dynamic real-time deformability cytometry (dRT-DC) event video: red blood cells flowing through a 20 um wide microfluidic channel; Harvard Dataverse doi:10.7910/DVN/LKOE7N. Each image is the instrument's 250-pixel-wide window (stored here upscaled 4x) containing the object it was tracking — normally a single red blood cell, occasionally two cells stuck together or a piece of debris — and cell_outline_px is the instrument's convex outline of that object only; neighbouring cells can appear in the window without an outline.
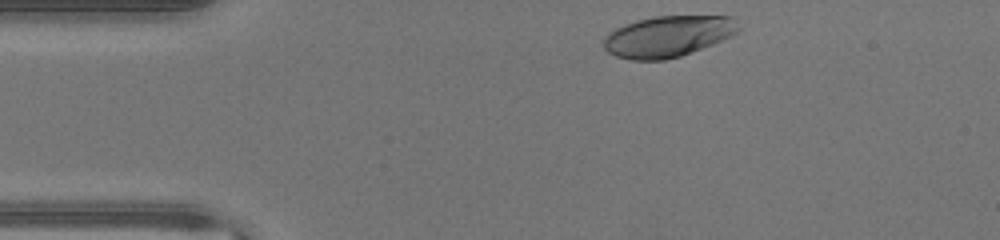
{"species": "human", "species_latin": "Homo sapiens", "temperature_condition": "warm", "stored_images_in_passage": 30, "camera_frame_rate_fps": 3000, "um_per_image_px": 0.085, "donor": {"sex": "male"}, "frame": {"image": 1, "passage_image": 1, "time_ms": 0.0, "image_size_px": [1000, 240], "cell_outline_px": [[740, 28], [732, 36], [712, 44], [680, 56], [664, 60], [632, 60], [616, 56], [608, 52], [604, 48], [604, 36], [608, 32], [624, 24], [636, 20], [652, 16], [732, 16]], "centroid_in_image_um": [56.75, 3.08], "position_along_channel_um": 28.3, "area_um2": 32.31}}
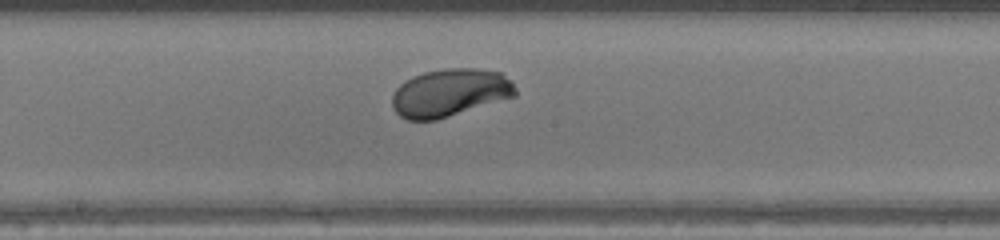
{"frame": {"image": 2, "passage_image": 17, "time_ms": 5.333, "image_size_px": [1000, 240], "cell_outline_px": [[516, 96], [436, 120], [408, 120], [400, 116], [396, 112], [392, 104], [392, 96], [396, 88], [404, 80], [412, 76], [424, 72], [444, 68], [476, 68], [500, 72], [512, 80], [516, 88]], "centroid_in_image_um": [38.24, 7.87], "position_along_channel_um": 210.0, "area_um2": 34.51}}
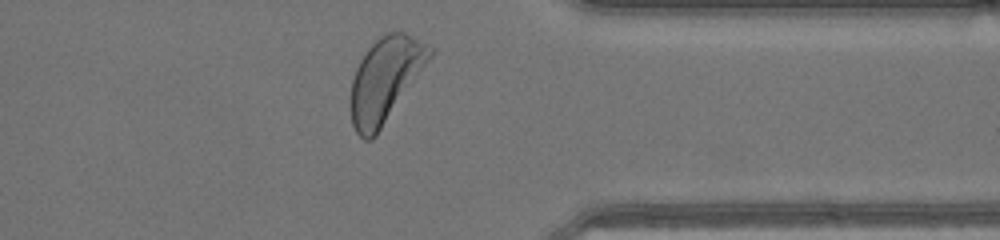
{"frame": {"image": 3, "passage_image": 29, "time_ms": 9.333, "image_size_px": [1000, 240], "cell_outline_px": [[436, 52], [376, 136], [372, 140], [364, 140], [356, 132], [352, 124], [352, 80], [356, 68], [364, 52], [380, 36], [388, 32], [404, 32], [436, 48]], "centroid_in_image_um": [32.79, 6.75], "position_along_channel_um": 378.6, "area_um2": 38.78}, "authors_computed_cell_mechanics": {"area_um2": 34.1887, "velocity_mm_per_s": 4.4693, "shape_relaxation_time_tau1_ms": 2.3405, "shape_relaxation_time_tau2_ms": null, "deformation_change_tau1": 0.187, "deformation_change_tau2": null}}